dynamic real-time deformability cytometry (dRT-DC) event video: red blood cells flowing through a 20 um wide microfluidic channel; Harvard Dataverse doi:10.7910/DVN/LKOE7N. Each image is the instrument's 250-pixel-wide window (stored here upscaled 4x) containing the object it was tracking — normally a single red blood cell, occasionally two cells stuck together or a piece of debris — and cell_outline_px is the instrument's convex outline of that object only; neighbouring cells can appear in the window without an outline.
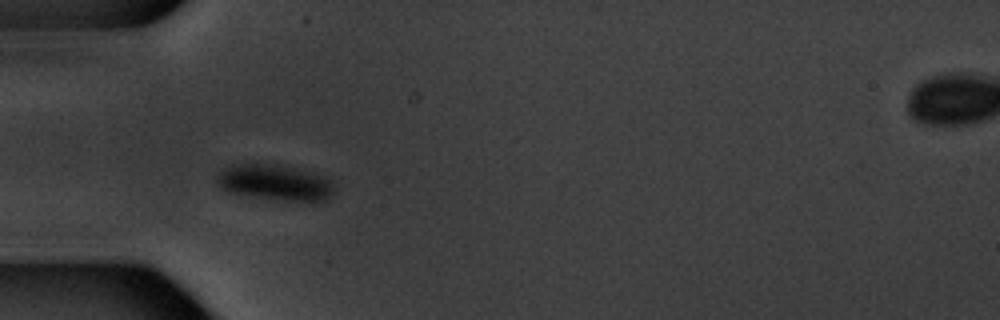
{"species": "common noctule bat (a hibernating species)", "species_latin": "Nyctalus noctula", "temperature_condition": "warm", "stored_images_in_passage": 8, "camera_frame_rate_fps": 3000, "um_per_image_px": 0.085, "animal": {"sex": "male", "body_mass_g": 20.1, "forearm_length_mm": 53.5}, "frame": {"image": 1, "passage_image": 7, "time_ms": 7.333, "image_size_px": [1000, 320], "cell_outline_px": [[332, 192], [328, 200], [276, 200], [252, 196], [232, 192], [224, 188], [216, 180], [216, 172], [232, 164], [256, 160], [276, 164], [324, 176], [332, 180]], "centroid_in_image_um": [23.3, 15.46], "position_along_channel_um": 61.7, "area_um2": 24.62}}
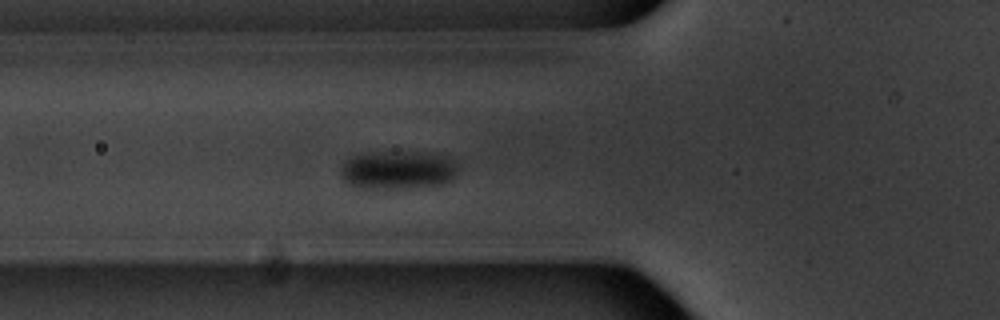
{"frame": {"image": 2, "passage_image": 8, "time_ms": 8.333, "image_size_px": [1000, 320], "cell_outline_px": [[460, 168], [456, 176], [452, 180], [444, 184], [404, 188], [360, 188], [348, 184], [340, 176], [340, 168], [352, 156], [372, 152], [416, 152], [444, 156], [460, 164]], "centroid_in_image_um": [33.85, 14.46], "position_along_channel_um": 91.9, "area_um2": 26.41}}